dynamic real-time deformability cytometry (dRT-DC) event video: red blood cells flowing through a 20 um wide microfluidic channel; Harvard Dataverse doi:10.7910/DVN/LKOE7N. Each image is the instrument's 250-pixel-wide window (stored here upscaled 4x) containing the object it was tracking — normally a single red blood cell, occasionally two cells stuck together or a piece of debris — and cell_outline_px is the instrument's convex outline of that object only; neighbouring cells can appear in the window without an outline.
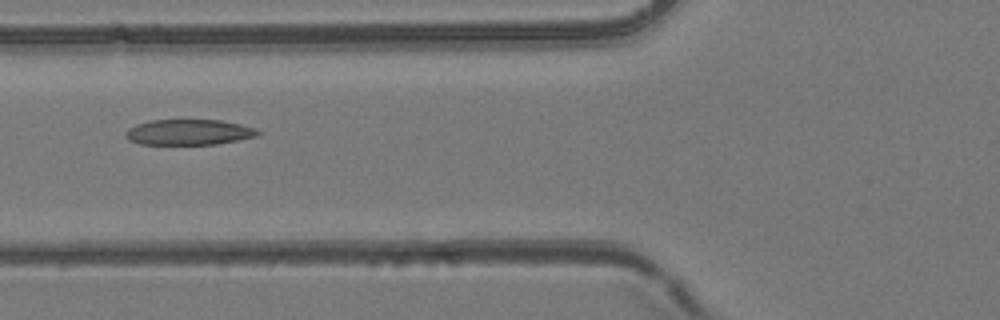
{"species": "common noctule bat (a hibernating species)", "species_latin": "Nyctalus noctula", "temperature_condition": "room temperature", "stored_images_in_passage": 55, "camera_frame_rate_fps": 3000, "um_per_image_px": 0.085, "animal": {"sex": "female", "body_mass_g": 24.6, "forearm_length_mm": 56.2}, "frame": {"image": 1, "passage_image": 22, "time_ms": 7.0, "image_size_px": [1000, 320], "cell_outline_px": [[264, 132], [256, 136], [216, 144], [140, 144], [128, 140], [124, 136], [124, 132], [128, 128], [136, 124], [148, 120], [220, 120], [240, 124], [256, 128]], "centroid_in_image_um": [16.02, 11.23], "position_along_channel_um": 109.8, "area_um2": 19.83}}
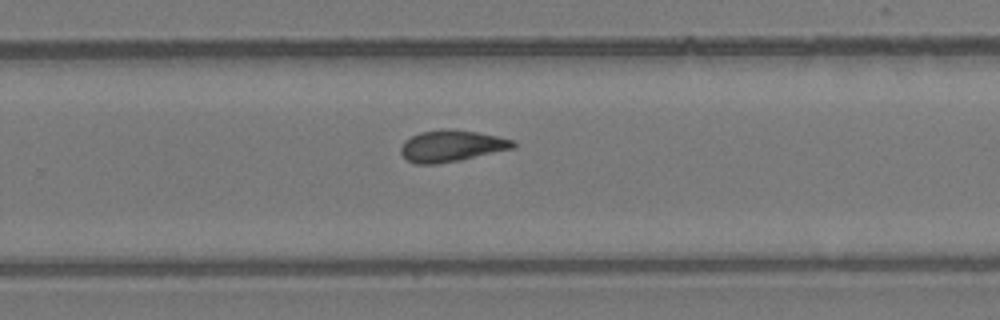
{"frame": {"image": 2, "passage_image": 36, "time_ms": 11.667, "image_size_px": [1000, 320], "cell_outline_px": [[516, 148], [460, 160], [436, 164], [416, 164], [408, 160], [400, 152], [400, 148], [404, 140], [420, 132], [444, 128], [448, 128], [476, 132], [516, 140]], "centroid_in_image_um": [38.4, 12.4], "position_along_channel_um": 291.4, "area_um2": 20.75}}
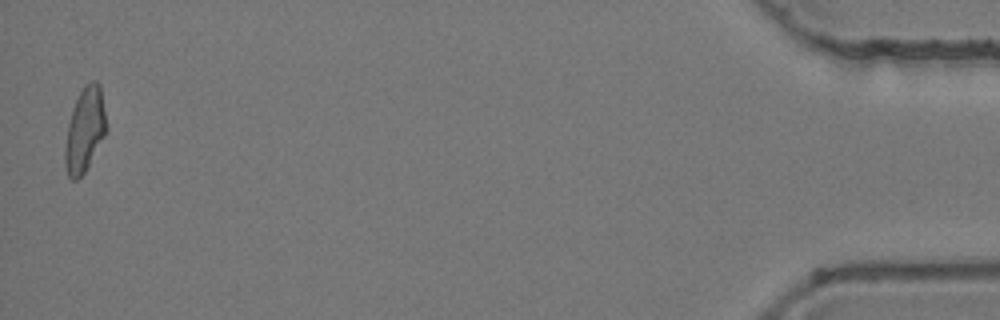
{"frame": {"image": 3, "passage_image": 54, "time_ms": 17.667, "image_size_px": [1000, 320], "cell_outline_px": [[108, 128], [104, 136], [84, 172], [76, 180], [72, 180], [68, 176], [64, 164], [64, 148], [68, 124], [72, 108], [84, 84], [92, 80], [96, 80], [100, 84], [108, 124]], "centroid_in_image_um": [7.21, 11.0], "position_along_channel_um": 428.0, "area_um2": 20.46}, "authors_computed_cell_mechanics": {"area_um2": 20.6346, "velocity_mm_per_s": 3.9063, "shape_relaxation_time_tau1_ms": null, "shape_relaxation_time_tau2_ms": 4.8318, "deformation_change_tau1": null, "deformation_change_tau2": 0.1172}}